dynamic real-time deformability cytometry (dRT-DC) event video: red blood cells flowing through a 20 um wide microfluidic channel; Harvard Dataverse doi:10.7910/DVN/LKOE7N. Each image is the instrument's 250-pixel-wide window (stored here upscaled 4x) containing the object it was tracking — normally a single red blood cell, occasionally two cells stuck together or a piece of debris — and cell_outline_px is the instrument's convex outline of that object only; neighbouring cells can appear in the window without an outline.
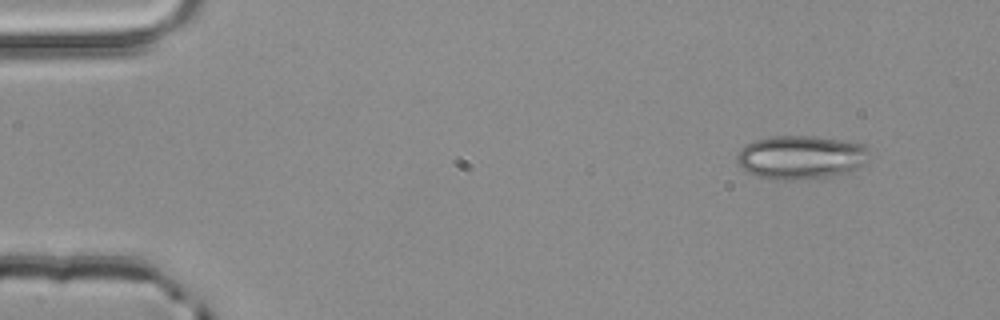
{"species": "common noctule bat (a hibernating species)", "species_latin": "Nyctalus noctula", "temperature_condition": "room temperature", "stored_images_in_passage": 3, "camera_frame_rate_fps": 3000, "um_per_image_px": 0.085, "animal": {"sex": "male", "body_mass_g": 20.4}, "frame": {"image": 1, "passage_image": 1, "time_ms": 0.0, "image_size_px": [1000, 320], "cell_outline_px": [[868, 148], [864, 164], [848, 172], [832, 176], [784, 180], [776, 180], [756, 176], [748, 172], [736, 160], [736, 156], [740, 148], [756, 140], [776, 136], [816, 136], [864, 144]], "centroid_in_image_um": [68.06, 13.36], "position_along_channel_um": 16.9, "area_um2": 33.29}}